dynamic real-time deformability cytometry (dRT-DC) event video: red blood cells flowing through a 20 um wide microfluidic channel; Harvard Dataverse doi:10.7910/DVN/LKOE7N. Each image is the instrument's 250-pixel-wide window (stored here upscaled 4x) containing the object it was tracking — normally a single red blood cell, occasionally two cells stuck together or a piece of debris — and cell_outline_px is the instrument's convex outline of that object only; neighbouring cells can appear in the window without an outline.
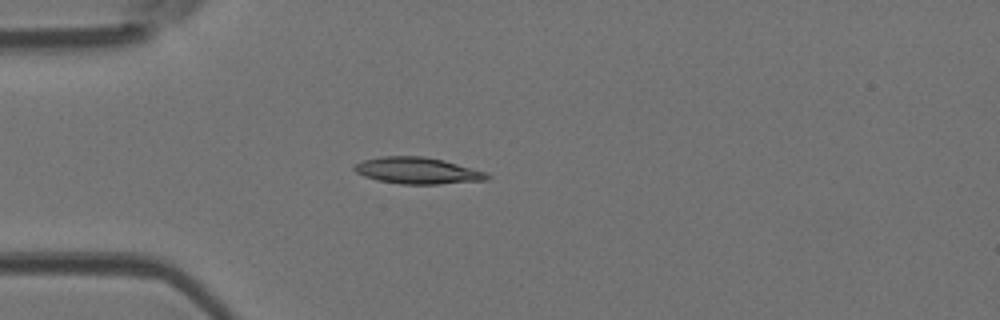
{"species": "Egyptian fruit bat (a non-hibernating species)", "species_latin": "Rousettus aegyptiacus", "temperature_condition": "room temperature", "stored_images_in_passage": 3, "camera_frame_rate_fps": 3000, "um_per_image_px": 0.085, "animal": {"sex": "female"}, "frame": {"image": 1, "passage_image": 3, "time_ms": 0.667, "image_size_px": [1000, 320], "cell_outline_px": [[492, 176], [488, 180], [440, 184], [400, 184], [376, 180], [364, 176], [356, 172], [352, 168], [352, 164], [364, 160], [380, 156], [424, 156], [444, 160], [484, 172]], "centroid_in_image_um": [35.45, 14.5], "position_along_channel_um": 49.6, "area_um2": 20.63}}